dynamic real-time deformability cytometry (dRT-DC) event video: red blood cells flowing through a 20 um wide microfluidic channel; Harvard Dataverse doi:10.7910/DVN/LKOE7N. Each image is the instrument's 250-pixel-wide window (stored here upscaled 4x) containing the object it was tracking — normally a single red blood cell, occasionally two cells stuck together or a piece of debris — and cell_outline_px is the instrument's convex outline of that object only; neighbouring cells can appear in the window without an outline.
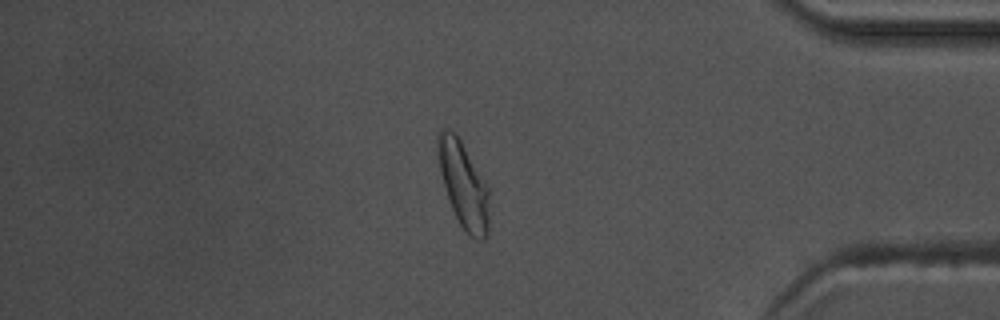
{"species": "common noctule bat (a hibernating species)", "species_latin": "Nyctalus noctula", "temperature_condition": "warm", "stored_images_in_passage": 57, "camera_frame_rate_fps": 3000, "um_per_image_px": 0.085, "animal": {"sex": "male", "body_mass_g": 17.5, "forearm_length_mm": 52.3}, "frame": {"image": 1, "passage_image": 49, "time_ms": 16.0, "image_size_px": [1000, 320], "cell_outline_px": [[488, 232], [484, 240], [476, 240], [468, 236], [460, 224], [452, 208], [444, 184], [440, 168], [436, 140], [436, 136], [440, 128], [448, 128], [456, 132], [488, 188]], "centroid_in_image_um": [39.38, 15.69], "position_along_channel_um": 395.8, "area_um2": 25.37}, "authors_computed_cell_mechanics": {"area_um2": 21.9062, "velocity_mm_per_s": 3.6825, "shape_relaxation_time_tau1_ms": 3.5838, "shape_relaxation_time_tau2_ms": 1.0763, "deformation_change_tau1": 0.1714, "deformation_change_tau2": 0.0785}}